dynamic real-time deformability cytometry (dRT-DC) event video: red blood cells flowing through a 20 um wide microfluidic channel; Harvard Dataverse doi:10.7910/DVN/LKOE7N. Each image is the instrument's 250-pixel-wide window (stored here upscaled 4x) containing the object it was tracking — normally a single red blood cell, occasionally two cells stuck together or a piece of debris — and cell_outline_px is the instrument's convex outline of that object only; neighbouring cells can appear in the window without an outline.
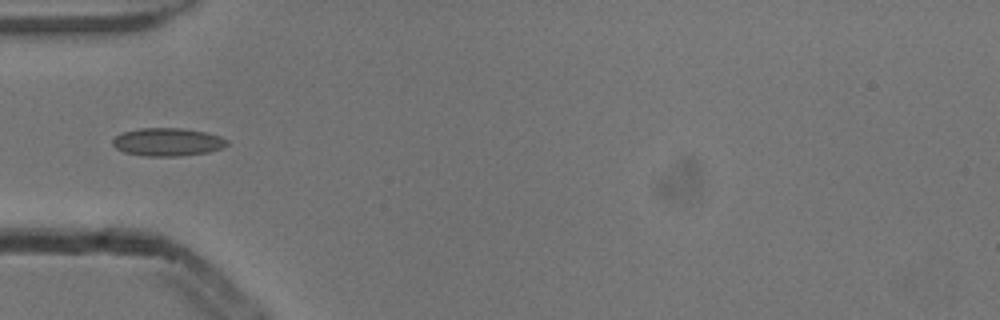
{"species": "common noctule bat (a hibernating species)", "species_latin": "Nyctalus noctula", "temperature_condition": "cold", "stored_images_in_passage": 37, "camera_frame_rate_fps": 3000, "um_per_image_px": 0.085, "animal": {"sex": "male", "body_mass_g": 13.3}, "frame": {"image": 1, "passage_image": 1, "time_ms": 0.0, "image_size_px": [1000, 320], "cell_outline_px": [[228, 144], [220, 148], [208, 152], [180, 156], [144, 156], [124, 152], [116, 148], [112, 144], [112, 140], [116, 136], [124, 132], [140, 128], [180, 128], [204, 132], [220, 136], [228, 140]], "centroid_in_image_um": [14.23, 12.07], "position_along_channel_um": 70.8, "area_um2": 18.55}}
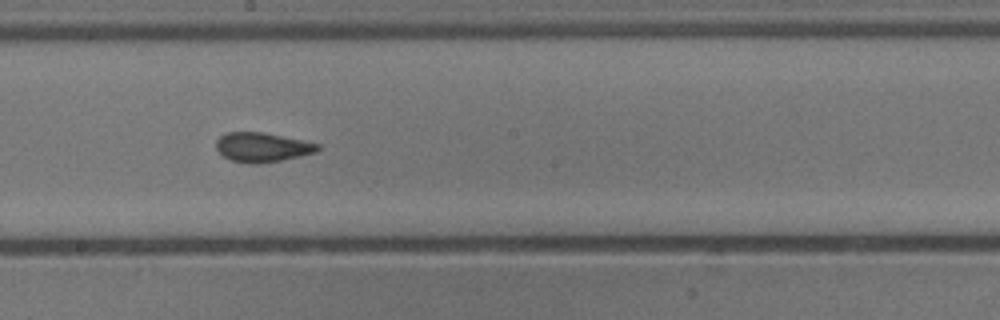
{"frame": {"image": 2, "passage_image": 13, "time_ms": 4.0, "image_size_px": [1000, 320], "cell_outline_px": [[320, 148], [316, 152], [300, 156], [280, 160], [256, 164], [248, 164], [232, 160], [224, 156], [216, 148], [216, 140], [224, 132], [264, 132], [304, 140], [320, 144]], "centroid_in_image_um": [22.29, 12.5], "position_along_channel_um": 225.9, "area_um2": 17.46}}
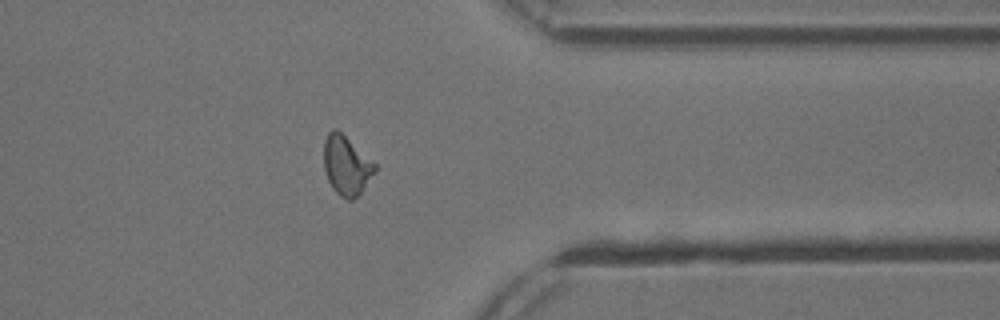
{"frame": {"image": 3, "passage_image": 26, "time_ms": 8.333, "image_size_px": [1000, 320], "cell_outline_px": [[376, 172], [360, 192], [352, 200], [348, 200], [340, 196], [332, 188], [328, 180], [324, 168], [324, 140], [328, 132], [332, 128], [336, 128], [376, 164]], "centroid_in_image_um": [29.43, 14.05], "position_along_channel_um": 382.0, "area_um2": 17.46}, "authors_computed_cell_mechanics": {"area_um2": 17.4556, "velocity_mm_per_s": 3.8455, "shape_relaxation_time_tau1_ms": null, "shape_relaxation_time_tau2_ms": 0.9439, "deformation_change_tau1": null, "deformation_change_tau2": 0.0365}}